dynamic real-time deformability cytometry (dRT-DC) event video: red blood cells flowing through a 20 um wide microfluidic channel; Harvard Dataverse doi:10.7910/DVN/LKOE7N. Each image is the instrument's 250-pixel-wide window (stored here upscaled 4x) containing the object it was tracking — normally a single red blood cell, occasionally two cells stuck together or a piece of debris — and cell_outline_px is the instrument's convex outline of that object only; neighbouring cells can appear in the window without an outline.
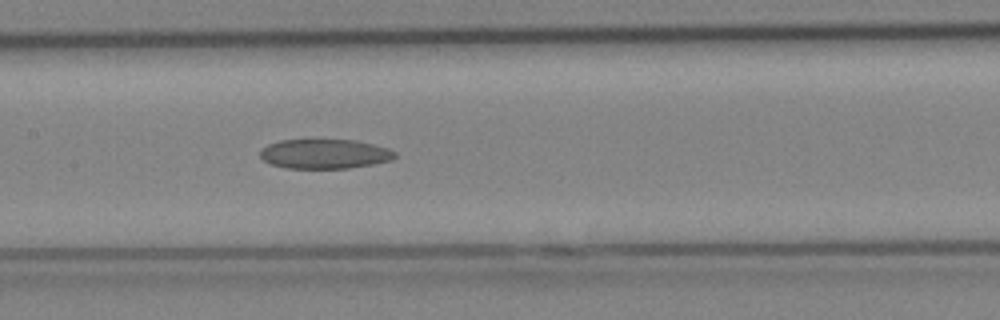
{"species": "Egyptian fruit bat (a non-hibernating species)", "species_latin": "Rousettus aegyptiacus", "temperature_condition": "cold", "stored_images_in_passage": 17, "camera_frame_rate_fps": 3000, "um_per_image_px": 0.085, "animal": {"sex": "female"}, "frame": {"image": 1, "passage_image": 15, "time_ms": 4.667, "image_size_px": [1000, 320], "cell_outline_px": [[396, 156], [392, 160], [372, 164], [348, 168], [284, 168], [272, 164], [264, 160], [260, 156], [260, 148], [268, 144], [280, 140], [356, 140], [388, 148], [396, 152]], "centroid_in_image_um": [27.58, 13.08], "position_along_channel_um": 179.8, "area_um2": 23.18}}
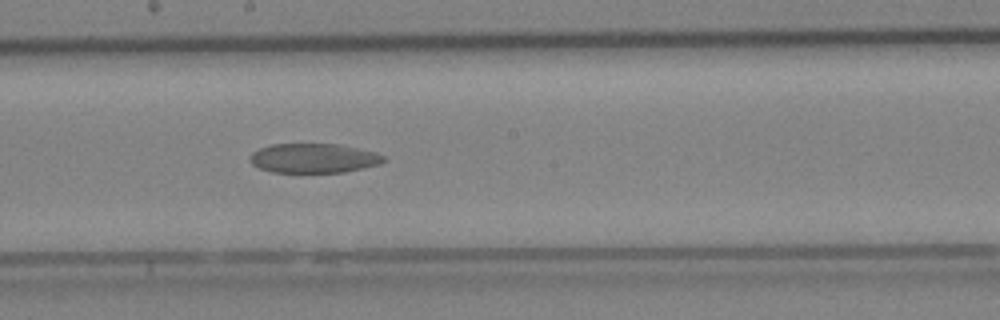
{"frame": {"image": 2, "passage_image": 17, "time_ms": 5.333, "image_size_px": [1000, 320], "cell_outline_px": [[388, 160], [380, 164], [344, 172], [272, 172], [260, 168], [252, 164], [248, 160], [248, 156], [252, 152], [260, 148], [272, 144], [340, 144], [376, 152], [384, 156]], "centroid_in_image_um": [26.66, 13.44], "position_along_channel_um": 221.5, "area_um2": 23.06}}